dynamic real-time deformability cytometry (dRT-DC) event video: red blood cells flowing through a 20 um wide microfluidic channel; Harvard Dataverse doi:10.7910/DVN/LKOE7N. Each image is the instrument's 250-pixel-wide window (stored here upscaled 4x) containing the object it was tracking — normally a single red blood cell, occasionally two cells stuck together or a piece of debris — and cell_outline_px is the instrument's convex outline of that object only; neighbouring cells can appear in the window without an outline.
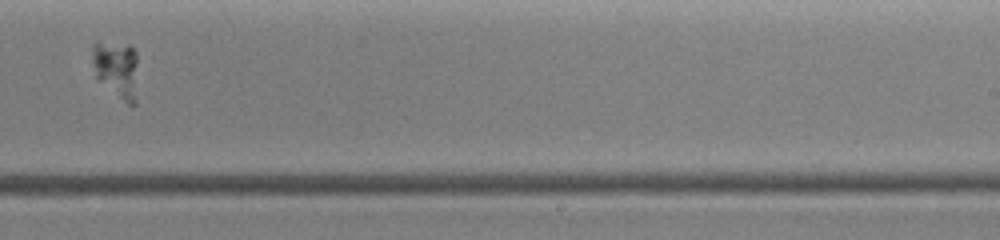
{"species": "common noctule bat (a hibernating species)", "species_latin": "Nyctalus noctula", "temperature_condition": "warm", "stored_images_in_passage": 13, "camera_frame_rate_fps": 3000, "um_per_image_px": 0.085, "animal": {"sex": "female", "body_mass_g": 19.0, "forearm_length_mm": 51.5}, "frame": {"image": 1, "passage_image": 13, "time_ms": 6.333, "image_size_px": [1000, 240], "cell_outline_px": [[136, 104], [128, 104], [100, 80], [96, 76], [92, 64], [92, 44], [96, 40], [128, 44], [136, 52]], "centroid_in_image_um": [9.88, 5.79], "position_along_channel_um": 279.1, "area_um2": 15.2}}